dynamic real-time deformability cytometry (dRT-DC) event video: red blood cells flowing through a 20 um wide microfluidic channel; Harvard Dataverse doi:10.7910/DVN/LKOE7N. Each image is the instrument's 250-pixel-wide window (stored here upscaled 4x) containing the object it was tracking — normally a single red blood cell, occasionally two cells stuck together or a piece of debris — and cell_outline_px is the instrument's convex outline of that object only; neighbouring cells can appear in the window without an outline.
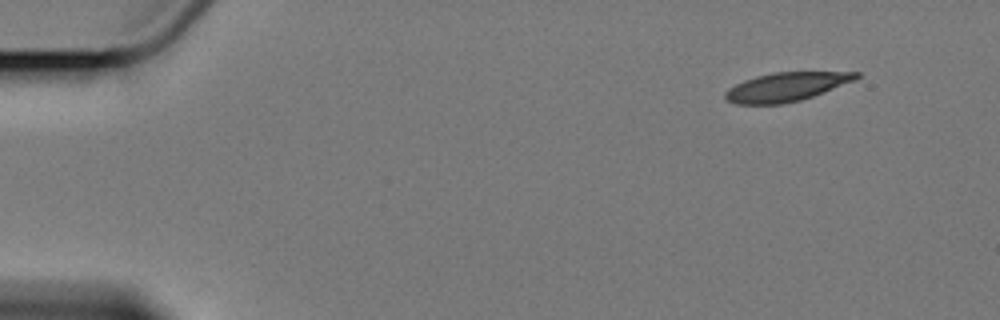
{"species": "Egyptian fruit bat (a non-hibernating species)", "species_latin": "Rousettus aegyptiacus", "temperature_condition": "cold", "stored_images_in_passage": 7, "segment_of_instrument_passage": [2, 2], "camera_frame_rate_fps": 3000, "um_per_image_px": 0.085, "animal": {"sex": "female"}, "frame": {"image": 1, "passage_image": 7, "time_ms": 7.0, "image_size_px": [1000, 320], "cell_outline_px": [[860, 76], [852, 80], [812, 96], [800, 100], [784, 104], [736, 104], [724, 100], [724, 92], [728, 88], [744, 80], [756, 76], [772, 72], [860, 72]], "centroid_in_image_um": [66.73, 7.39], "position_along_channel_um": 18.3, "area_um2": 21.73}}